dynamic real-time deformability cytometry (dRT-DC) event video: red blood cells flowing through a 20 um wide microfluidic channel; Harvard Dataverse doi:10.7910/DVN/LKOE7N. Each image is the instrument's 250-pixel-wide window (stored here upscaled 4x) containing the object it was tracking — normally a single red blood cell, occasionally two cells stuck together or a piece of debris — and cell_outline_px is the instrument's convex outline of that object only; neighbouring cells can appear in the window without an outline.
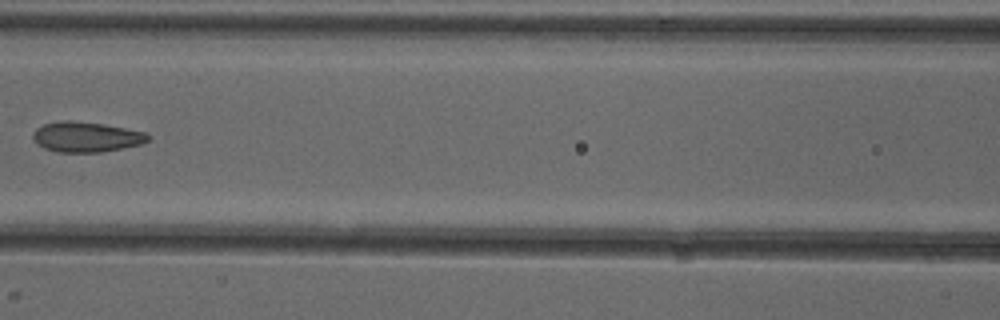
{"species": "common noctule bat (a hibernating species)", "species_latin": "Nyctalus noctula", "temperature_condition": "cold", "stored_images_in_passage": 7, "camera_frame_rate_fps": 3000, "um_per_image_px": 0.085, "animal": {"sex": "female"}, "frame": {"image": 1, "passage_image": 6, "time_ms": 6.333, "image_size_px": [1000, 320], "cell_outline_px": [[152, 136], [148, 140], [140, 144], [100, 152], [56, 152], [44, 148], [32, 136], [36, 128], [44, 124], [64, 120], [68, 120], [100, 124], [124, 128], [144, 132]], "centroid_in_image_um": [7.32, 11.64], "position_along_channel_um": 159.3, "area_um2": 19.83}}
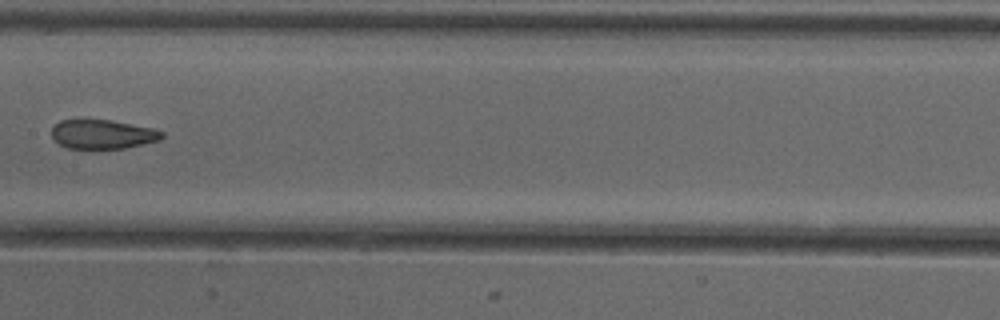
{"frame": {"image": 2, "passage_image": 7, "time_ms": 7.333, "image_size_px": [1000, 320], "cell_outline_px": [[164, 136], [160, 140], [124, 148], [68, 148], [60, 144], [52, 136], [52, 128], [60, 120], [76, 116], [112, 120], [152, 128], [164, 132]], "centroid_in_image_um": [8.68, 11.35], "position_along_channel_um": 198.7, "area_um2": 19.25}}